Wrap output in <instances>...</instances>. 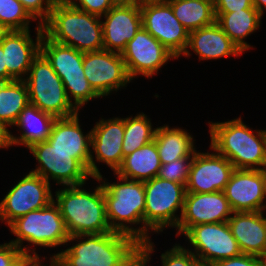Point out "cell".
<instances>
[{
	"instance_id": "1",
	"label": "cell",
	"mask_w": 266,
	"mask_h": 266,
	"mask_svg": "<svg viewBox=\"0 0 266 266\" xmlns=\"http://www.w3.org/2000/svg\"><path fill=\"white\" fill-rule=\"evenodd\" d=\"M74 240L79 241L52 255L50 262L55 266H123L141 246L133 237L116 231L71 235L67 243Z\"/></svg>"
},
{
	"instance_id": "2",
	"label": "cell",
	"mask_w": 266,
	"mask_h": 266,
	"mask_svg": "<svg viewBox=\"0 0 266 266\" xmlns=\"http://www.w3.org/2000/svg\"><path fill=\"white\" fill-rule=\"evenodd\" d=\"M210 150L227 158L235 169L266 167V130H256L242 122L241 117L226 122H209Z\"/></svg>"
},
{
	"instance_id": "3",
	"label": "cell",
	"mask_w": 266,
	"mask_h": 266,
	"mask_svg": "<svg viewBox=\"0 0 266 266\" xmlns=\"http://www.w3.org/2000/svg\"><path fill=\"white\" fill-rule=\"evenodd\" d=\"M117 178L118 183L105 182L102 175L93 178L103 185L108 224L112 231L131 236L142 244L146 241L144 182L128 180L120 176ZM127 224H142L143 226L134 228Z\"/></svg>"
},
{
	"instance_id": "4",
	"label": "cell",
	"mask_w": 266,
	"mask_h": 266,
	"mask_svg": "<svg viewBox=\"0 0 266 266\" xmlns=\"http://www.w3.org/2000/svg\"><path fill=\"white\" fill-rule=\"evenodd\" d=\"M101 17L81 11L67 2L54 3L44 34L57 43L86 53L104 49Z\"/></svg>"
},
{
	"instance_id": "5",
	"label": "cell",
	"mask_w": 266,
	"mask_h": 266,
	"mask_svg": "<svg viewBox=\"0 0 266 266\" xmlns=\"http://www.w3.org/2000/svg\"><path fill=\"white\" fill-rule=\"evenodd\" d=\"M85 184L66 186L55 193L54 202L60 209L69 235L112 232L106 217L103 185L87 192Z\"/></svg>"
},
{
	"instance_id": "6",
	"label": "cell",
	"mask_w": 266,
	"mask_h": 266,
	"mask_svg": "<svg viewBox=\"0 0 266 266\" xmlns=\"http://www.w3.org/2000/svg\"><path fill=\"white\" fill-rule=\"evenodd\" d=\"M9 227L11 233L17 237L9 242L17 246L25 256L37 262L42 260L35 252L36 248L30 250L22 245L23 241L32 243L34 246L55 248L59 245H68L67 240L70 237L60 209L54 201L42 209L30 211L17 218Z\"/></svg>"
},
{
	"instance_id": "7",
	"label": "cell",
	"mask_w": 266,
	"mask_h": 266,
	"mask_svg": "<svg viewBox=\"0 0 266 266\" xmlns=\"http://www.w3.org/2000/svg\"><path fill=\"white\" fill-rule=\"evenodd\" d=\"M28 87L29 103L56 118L75 115L79 110L68 99L61 78L40 52L32 61L24 79Z\"/></svg>"
},
{
	"instance_id": "8",
	"label": "cell",
	"mask_w": 266,
	"mask_h": 266,
	"mask_svg": "<svg viewBox=\"0 0 266 266\" xmlns=\"http://www.w3.org/2000/svg\"><path fill=\"white\" fill-rule=\"evenodd\" d=\"M40 52L50 62L53 70L61 78L68 99L80 110L87 102L100 96L89 85L83 70L84 53L73 47L50 40L43 34Z\"/></svg>"
},
{
	"instance_id": "9",
	"label": "cell",
	"mask_w": 266,
	"mask_h": 266,
	"mask_svg": "<svg viewBox=\"0 0 266 266\" xmlns=\"http://www.w3.org/2000/svg\"><path fill=\"white\" fill-rule=\"evenodd\" d=\"M146 224V241L150 240V232H162L166 227L177 228L180 221L186 187L183 184L154 177L144 182ZM180 208V215L175 213Z\"/></svg>"
},
{
	"instance_id": "10",
	"label": "cell",
	"mask_w": 266,
	"mask_h": 266,
	"mask_svg": "<svg viewBox=\"0 0 266 266\" xmlns=\"http://www.w3.org/2000/svg\"><path fill=\"white\" fill-rule=\"evenodd\" d=\"M142 26L166 47L177 59L183 55L189 42V31L174 16L166 0L140 1Z\"/></svg>"
},
{
	"instance_id": "11",
	"label": "cell",
	"mask_w": 266,
	"mask_h": 266,
	"mask_svg": "<svg viewBox=\"0 0 266 266\" xmlns=\"http://www.w3.org/2000/svg\"><path fill=\"white\" fill-rule=\"evenodd\" d=\"M193 254L203 266L242 254L227 222L204 223L192 226L185 234Z\"/></svg>"
},
{
	"instance_id": "12",
	"label": "cell",
	"mask_w": 266,
	"mask_h": 266,
	"mask_svg": "<svg viewBox=\"0 0 266 266\" xmlns=\"http://www.w3.org/2000/svg\"><path fill=\"white\" fill-rule=\"evenodd\" d=\"M54 201L51 185L41 176L29 172L0 202V220L9 226L30 211L39 210Z\"/></svg>"
},
{
	"instance_id": "13",
	"label": "cell",
	"mask_w": 266,
	"mask_h": 266,
	"mask_svg": "<svg viewBox=\"0 0 266 266\" xmlns=\"http://www.w3.org/2000/svg\"><path fill=\"white\" fill-rule=\"evenodd\" d=\"M30 153L38 161L36 169L30 171L41 176L50 183V179L57 184L75 186L85 184L90 173L76 160V154L57 151L48 141L34 144Z\"/></svg>"
},
{
	"instance_id": "14",
	"label": "cell",
	"mask_w": 266,
	"mask_h": 266,
	"mask_svg": "<svg viewBox=\"0 0 266 266\" xmlns=\"http://www.w3.org/2000/svg\"><path fill=\"white\" fill-rule=\"evenodd\" d=\"M83 70L89 85L101 98L132 80L121 54L104 49L84 53Z\"/></svg>"
},
{
	"instance_id": "15",
	"label": "cell",
	"mask_w": 266,
	"mask_h": 266,
	"mask_svg": "<svg viewBox=\"0 0 266 266\" xmlns=\"http://www.w3.org/2000/svg\"><path fill=\"white\" fill-rule=\"evenodd\" d=\"M130 78L142 75L151 78L169 59H177L166 47L154 38L144 27L140 28L122 51Z\"/></svg>"
},
{
	"instance_id": "16",
	"label": "cell",
	"mask_w": 266,
	"mask_h": 266,
	"mask_svg": "<svg viewBox=\"0 0 266 266\" xmlns=\"http://www.w3.org/2000/svg\"><path fill=\"white\" fill-rule=\"evenodd\" d=\"M104 50L122 53L127 43L142 28L140 1L119 0L104 16Z\"/></svg>"
},
{
	"instance_id": "17",
	"label": "cell",
	"mask_w": 266,
	"mask_h": 266,
	"mask_svg": "<svg viewBox=\"0 0 266 266\" xmlns=\"http://www.w3.org/2000/svg\"><path fill=\"white\" fill-rule=\"evenodd\" d=\"M124 139V118H112L99 122L91 129V157L89 173L92 178H98L101 173L96 162H104L114 173L121 166L124 159L122 143ZM95 153L96 160H94Z\"/></svg>"
},
{
	"instance_id": "18",
	"label": "cell",
	"mask_w": 266,
	"mask_h": 266,
	"mask_svg": "<svg viewBox=\"0 0 266 266\" xmlns=\"http://www.w3.org/2000/svg\"><path fill=\"white\" fill-rule=\"evenodd\" d=\"M232 214L233 210L223 191L186 192L176 235H184L192 226L198 224L227 222Z\"/></svg>"
},
{
	"instance_id": "19",
	"label": "cell",
	"mask_w": 266,
	"mask_h": 266,
	"mask_svg": "<svg viewBox=\"0 0 266 266\" xmlns=\"http://www.w3.org/2000/svg\"><path fill=\"white\" fill-rule=\"evenodd\" d=\"M235 167L224 156L195 152L191 161L186 192L213 193L223 191Z\"/></svg>"
},
{
	"instance_id": "20",
	"label": "cell",
	"mask_w": 266,
	"mask_h": 266,
	"mask_svg": "<svg viewBox=\"0 0 266 266\" xmlns=\"http://www.w3.org/2000/svg\"><path fill=\"white\" fill-rule=\"evenodd\" d=\"M223 192L233 212L266 210L262 170L235 169Z\"/></svg>"
},
{
	"instance_id": "21",
	"label": "cell",
	"mask_w": 266,
	"mask_h": 266,
	"mask_svg": "<svg viewBox=\"0 0 266 266\" xmlns=\"http://www.w3.org/2000/svg\"><path fill=\"white\" fill-rule=\"evenodd\" d=\"M35 42L30 30L10 31L1 45L5 54L7 81L24 80L30 70L33 59L40 53V42L44 34L43 27H36Z\"/></svg>"
},
{
	"instance_id": "22",
	"label": "cell",
	"mask_w": 266,
	"mask_h": 266,
	"mask_svg": "<svg viewBox=\"0 0 266 266\" xmlns=\"http://www.w3.org/2000/svg\"><path fill=\"white\" fill-rule=\"evenodd\" d=\"M78 115L57 118L47 141L57 151L76 154V160L89 172L91 131L83 134Z\"/></svg>"
},
{
	"instance_id": "23",
	"label": "cell",
	"mask_w": 266,
	"mask_h": 266,
	"mask_svg": "<svg viewBox=\"0 0 266 266\" xmlns=\"http://www.w3.org/2000/svg\"><path fill=\"white\" fill-rule=\"evenodd\" d=\"M265 211L233 212L227 223L242 254L266 255Z\"/></svg>"
},
{
	"instance_id": "24",
	"label": "cell",
	"mask_w": 266,
	"mask_h": 266,
	"mask_svg": "<svg viewBox=\"0 0 266 266\" xmlns=\"http://www.w3.org/2000/svg\"><path fill=\"white\" fill-rule=\"evenodd\" d=\"M189 49L203 61L231 55L237 57L242 53L216 22L189 32V42L183 56L190 57Z\"/></svg>"
},
{
	"instance_id": "25",
	"label": "cell",
	"mask_w": 266,
	"mask_h": 266,
	"mask_svg": "<svg viewBox=\"0 0 266 266\" xmlns=\"http://www.w3.org/2000/svg\"><path fill=\"white\" fill-rule=\"evenodd\" d=\"M56 119L29 103L14 123L21 130L20 136H14L9 130L7 131L9 147L21 144L28 149L34 144L47 141Z\"/></svg>"
},
{
	"instance_id": "26",
	"label": "cell",
	"mask_w": 266,
	"mask_h": 266,
	"mask_svg": "<svg viewBox=\"0 0 266 266\" xmlns=\"http://www.w3.org/2000/svg\"><path fill=\"white\" fill-rule=\"evenodd\" d=\"M160 167V157L153 140L124 156L121 166L114 174L128 180L146 182L157 177Z\"/></svg>"
},
{
	"instance_id": "27",
	"label": "cell",
	"mask_w": 266,
	"mask_h": 266,
	"mask_svg": "<svg viewBox=\"0 0 266 266\" xmlns=\"http://www.w3.org/2000/svg\"><path fill=\"white\" fill-rule=\"evenodd\" d=\"M216 23L243 53L252 48L244 41L261 26L262 14L255 8L231 13H215Z\"/></svg>"
},
{
	"instance_id": "28",
	"label": "cell",
	"mask_w": 266,
	"mask_h": 266,
	"mask_svg": "<svg viewBox=\"0 0 266 266\" xmlns=\"http://www.w3.org/2000/svg\"><path fill=\"white\" fill-rule=\"evenodd\" d=\"M154 141L161 164H167L185 157H193L195 150L193 136L185 129L170 128L169 125L157 127Z\"/></svg>"
},
{
	"instance_id": "29",
	"label": "cell",
	"mask_w": 266,
	"mask_h": 266,
	"mask_svg": "<svg viewBox=\"0 0 266 266\" xmlns=\"http://www.w3.org/2000/svg\"><path fill=\"white\" fill-rule=\"evenodd\" d=\"M174 16L189 31L207 27L216 22L213 0H166Z\"/></svg>"
},
{
	"instance_id": "30",
	"label": "cell",
	"mask_w": 266,
	"mask_h": 266,
	"mask_svg": "<svg viewBox=\"0 0 266 266\" xmlns=\"http://www.w3.org/2000/svg\"><path fill=\"white\" fill-rule=\"evenodd\" d=\"M29 104L28 87L24 80L0 82V125L14 126L21 111Z\"/></svg>"
},
{
	"instance_id": "31",
	"label": "cell",
	"mask_w": 266,
	"mask_h": 266,
	"mask_svg": "<svg viewBox=\"0 0 266 266\" xmlns=\"http://www.w3.org/2000/svg\"><path fill=\"white\" fill-rule=\"evenodd\" d=\"M157 128H152L151 120L143 112L124 118L123 156L133 153L152 142Z\"/></svg>"
},
{
	"instance_id": "32",
	"label": "cell",
	"mask_w": 266,
	"mask_h": 266,
	"mask_svg": "<svg viewBox=\"0 0 266 266\" xmlns=\"http://www.w3.org/2000/svg\"><path fill=\"white\" fill-rule=\"evenodd\" d=\"M31 19L34 21L19 0H0V23L9 30H28Z\"/></svg>"
},
{
	"instance_id": "33",
	"label": "cell",
	"mask_w": 266,
	"mask_h": 266,
	"mask_svg": "<svg viewBox=\"0 0 266 266\" xmlns=\"http://www.w3.org/2000/svg\"><path fill=\"white\" fill-rule=\"evenodd\" d=\"M193 157H185L167 164H161L157 177L187 185Z\"/></svg>"
},
{
	"instance_id": "34",
	"label": "cell",
	"mask_w": 266,
	"mask_h": 266,
	"mask_svg": "<svg viewBox=\"0 0 266 266\" xmlns=\"http://www.w3.org/2000/svg\"><path fill=\"white\" fill-rule=\"evenodd\" d=\"M162 266H203L199 259L180 244L161 254Z\"/></svg>"
},
{
	"instance_id": "35",
	"label": "cell",
	"mask_w": 266,
	"mask_h": 266,
	"mask_svg": "<svg viewBox=\"0 0 266 266\" xmlns=\"http://www.w3.org/2000/svg\"><path fill=\"white\" fill-rule=\"evenodd\" d=\"M25 10L34 19L38 20V25H43L49 18L53 8V0H19ZM40 20V21H39Z\"/></svg>"
},
{
	"instance_id": "36",
	"label": "cell",
	"mask_w": 266,
	"mask_h": 266,
	"mask_svg": "<svg viewBox=\"0 0 266 266\" xmlns=\"http://www.w3.org/2000/svg\"><path fill=\"white\" fill-rule=\"evenodd\" d=\"M118 1L119 0H67V3L75 8L80 9L81 11L102 17Z\"/></svg>"
},
{
	"instance_id": "37",
	"label": "cell",
	"mask_w": 266,
	"mask_h": 266,
	"mask_svg": "<svg viewBox=\"0 0 266 266\" xmlns=\"http://www.w3.org/2000/svg\"><path fill=\"white\" fill-rule=\"evenodd\" d=\"M153 244L151 239L143 242L123 266H147V262H150L151 254L154 252Z\"/></svg>"
},
{
	"instance_id": "38",
	"label": "cell",
	"mask_w": 266,
	"mask_h": 266,
	"mask_svg": "<svg viewBox=\"0 0 266 266\" xmlns=\"http://www.w3.org/2000/svg\"><path fill=\"white\" fill-rule=\"evenodd\" d=\"M215 13H231L253 8L252 0H213Z\"/></svg>"
},
{
	"instance_id": "39",
	"label": "cell",
	"mask_w": 266,
	"mask_h": 266,
	"mask_svg": "<svg viewBox=\"0 0 266 266\" xmlns=\"http://www.w3.org/2000/svg\"><path fill=\"white\" fill-rule=\"evenodd\" d=\"M24 256L14 244H0V266H15Z\"/></svg>"
},
{
	"instance_id": "40",
	"label": "cell",
	"mask_w": 266,
	"mask_h": 266,
	"mask_svg": "<svg viewBox=\"0 0 266 266\" xmlns=\"http://www.w3.org/2000/svg\"><path fill=\"white\" fill-rule=\"evenodd\" d=\"M210 266H261V259L255 255L241 254L229 259L219 260Z\"/></svg>"
},
{
	"instance_id": "41",
	"label": "cell",
	"mask_w": 266,
	"mask_h": 266,
	"mask_svg": "<svg viewBox=\"0 0 266 266\" xmlns=\"http://www.w3.org/2000/svg\"><path fill=\"white\" fill-rule=\"evenodd\" d=\"M7 81V68L5 65V54L2 45L0 44V82Z\"/></svg>"
},
{
	"instance_id": "42",
	"label": "cell",
	"mask_w": 266,
	"mask_h": 266,
	"mask_svg": "<svg viewBox=\"0 0 266 266\" xmlns=\"http://www.w3.org/2000/svg\"><path fill=\"white\" fill-rule=\"evenodd\" d=\"M8 135L7 130L0 125V149L8 148Z\"/></svg>"
},
{
	"instance_id": "43",
	"label": "cell",
	"mask_w": 266,
	"mask_h": 266,
	"mask_svg": "<svg viewBox=\"0 0 266 266\" xmlns=\"http://www.w3.org/2000/svg\"><path fill=\"white\" fill-rule=\"evenodd\" d=\"M38 262L28 256H24L15 266H35Z\"/></svg>"
},
{
	"instance_id": "44",
	"label": "cell",
	"mask_w": 266,
	"mask_h": 266,
	"mask_svg": "<svg viewBox=\"0 0 266 266\" xmlns=\"http://www.w3.org/2000/svg\"><path fill=\"white\" fill-rule=\"evenodd\" d=\"M253 6L263 15L266 9V0H252Z\"/></svg>"
},
{
	"instance_id": "45",
	"label": "cell",
	"mask_w": 266,
	"mask_h": 266,
	"mask_svg": "<svg viewBox=\"0 0 266 266\" xmlns=\"http://www.w3.org/2000/svg\"><path fill=\"white\" fill-rule=\"evenodd\" d=\"M11 30H9L5 25L0 23V44L5 39V37L10 33Z\"/></svg>"
},
{
	"instance_id": "46",
	"label": "cell",
	"mask_w": 266,
	"mask_h": 266,
	"mask_svg": "<svg viewBox=\"0 0 266 266\" xmlns=\"http://www.w3.org/2000/svg\"><path fill=\"white\" fill-rule=\"evenodd\" d=\"M264 176V189H265V197H266V167L262 170Z\"/></svg>"
},
{
	"instance_id": "47",
	"label": "cell",
	"mask_w": 266,
	"mask_h": 266,
	"mask_svg": "<svg viewBox=\"0 0 266 266\" xmlns=\"http://www.w3.org/2000/svg\"><path fill=\"white\" fill-rule=\"evenodd\" d=\"M261 259V266H266V255L263 257H260Z\"/></svg>"
},
{
	"instance_id": "48",
	"label": "cell",
	"mask_w": 266,
	"mask_h": 266,
	"mask_svg": "<svg viewBox=\"0 0 266 266\" xmlns=\"http://www.w3.org/2000/svg\"><path fill=\"white\" fill-rule=\"evenodd\" d=\"M54 3H57V2H67V0H53Z\"/></svg>"
},
{
	"instance_id": "49",
	"label": "cell",
	"mask_w": 266,
	"mask_h": 266,
	"mask_svg": "<svg viewBox=\"0 0 266 266\" xmlns=\"http://www.w3.org/2000/svg\"><path fill=\"white\" fill-rule=\"evenodd\" d=\"M47 264H42V262H38L35 266H46ZM50 266V265H49Z\"/></svg>"
},
{
	"instance_id": "50",
	"label": "cell",
	"mask_w": 266,
	"mask_h": 266,
	"mask_svg": "<svg viewBox=\"0 0 266 266\" xmlns=\"http://www.w3.org/2000/svg\"><path fill=\"white\" fill-rule=\"evenodd\" d=\"M127 1H143V0H127Z\"/></svg>"
}]
</instances>
